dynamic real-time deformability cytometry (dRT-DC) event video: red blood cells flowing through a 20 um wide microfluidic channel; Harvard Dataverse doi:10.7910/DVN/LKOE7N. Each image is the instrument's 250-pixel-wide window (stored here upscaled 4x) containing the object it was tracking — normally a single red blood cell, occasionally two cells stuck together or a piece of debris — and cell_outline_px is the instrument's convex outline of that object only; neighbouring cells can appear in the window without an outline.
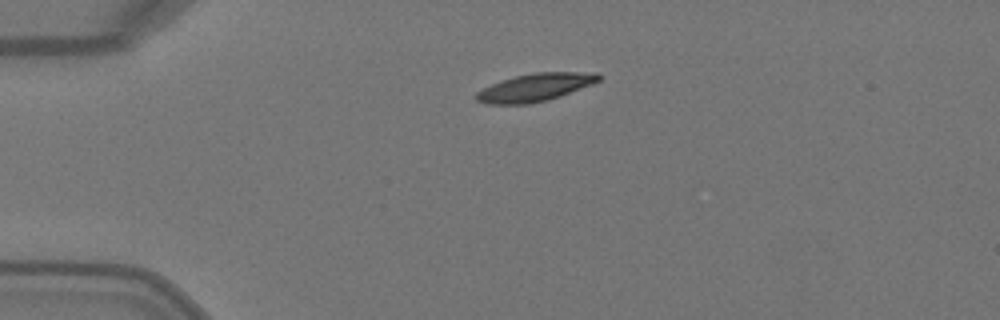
{"species": "Egyptian fruit bat (a non-hibernating species)", "species_latin": "Rousettus aegyptiacus", "temperature_condition": "warm", "stored_images_in_passage": 3, "camera_frame_rate_fps": 3000, "um_per_image_px": 0.085, "animal": {"sex": "female"}, "frame": {"image": 1, "passage_image": 1, "time_ms": 0.0, "image_size_px": [1000, 320], "cell_outline_px": [[604, 76], [600, 80], [592, 84], [560, 96], [548, 100], [528, 104], [484, 104], [476, 100], [476, 92], [500, 80], [532, 72], [600, 72]], "centroid_in_image_um": [45.52, 7.42], "position_along_channel_um": 39.5, "area_um2": 20.0}}
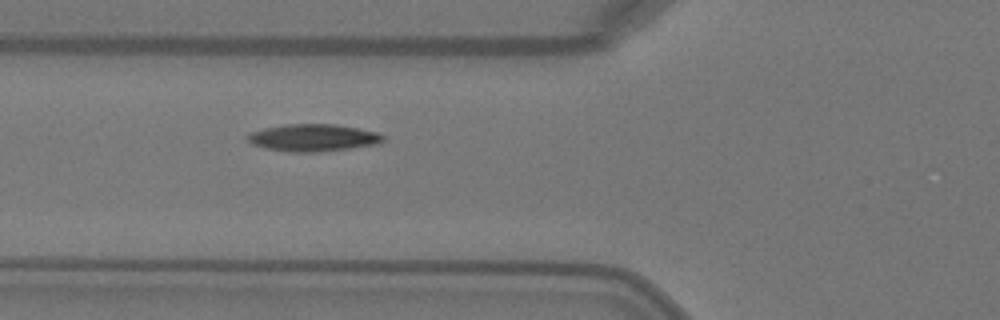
{"frame": {"image": 2, "passage_image": 3, "time_ms": 0.667, "image_size_px": [1000, 320], "cell_outline_px": [[384, 140], [380, 144], [348, 148], [312, 152], [292, 152], [264, 148], [252, 144], [244, 136], [252, 132], [264, 128], [284, 124], [336, 124], [376, 132], [384, 136]], "centroid_in_image_um": [26.59, 11.7], "position_along_channel_um": 99.2, "area_um2": 21.39}}